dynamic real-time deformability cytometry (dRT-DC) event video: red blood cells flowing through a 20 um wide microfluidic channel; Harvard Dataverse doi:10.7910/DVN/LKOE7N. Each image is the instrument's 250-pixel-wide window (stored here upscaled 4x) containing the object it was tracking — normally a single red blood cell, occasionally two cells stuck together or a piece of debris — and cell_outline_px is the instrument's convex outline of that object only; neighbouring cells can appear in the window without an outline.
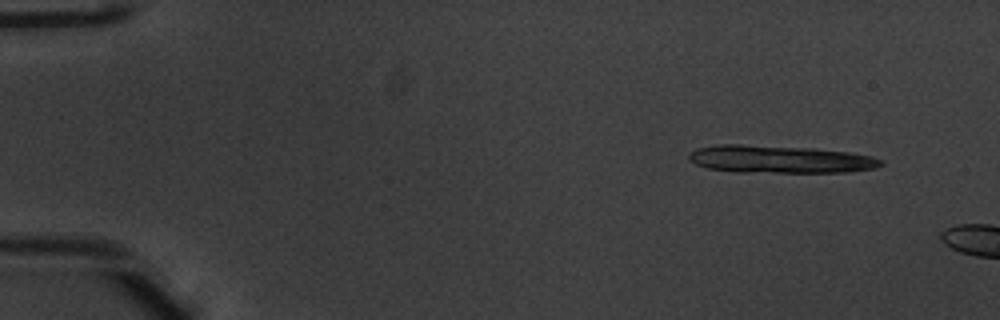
{"species": "common noctule bat (a hibernating species)", "species_latin": "Nyctalus noctula", "temperature_condition": "warm", "stored_images_in_passage": 9, "camera_frame_rate_fps": 3000, "um_per_image_px": 0.085, "animal": {"sex": "male", "body_mass_g": 20.1, "forearm_length_mm": 53.5}, "frame": {"image": 1, "passage_image": 1, "time_ms": 0.0, "image_size_px": [1000, 320], "cell_outline_px": [[884, 164], [872, 168], [844, 172], [736, 172], [708, 168], [696, 164], [688, 156], [688, 152], [696, 148], [716, 144], [740, 144], [816, 148], [848, 152], [872, 156], [880, 160]], "centroid_in_image_um": [66.24, 13.52], "position_along_channel_um": 18.8, "area_um2": 30.92}}